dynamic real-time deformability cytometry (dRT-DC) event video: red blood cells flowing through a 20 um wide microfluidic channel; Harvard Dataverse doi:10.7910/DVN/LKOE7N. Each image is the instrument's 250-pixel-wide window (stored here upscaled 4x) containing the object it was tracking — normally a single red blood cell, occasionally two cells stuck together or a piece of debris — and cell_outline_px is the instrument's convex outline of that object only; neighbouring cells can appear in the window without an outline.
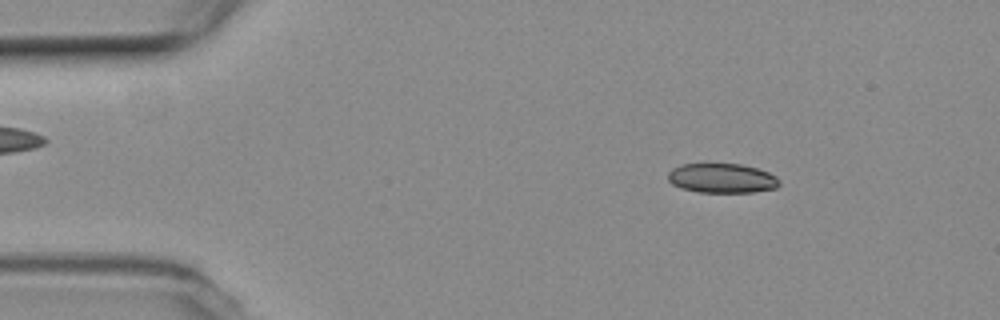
{"species": "common noctule bat (a hibernating species)", "species_latin": "Nyctalus noctula", "temperature_condition": "room temperature", "stored_images_in_passage": 54, "segment_of_instrument_passage": [1, 2], "camera_frame_rate_fps": 3000, "um_per_image_px": 0.085, "animal": {"sex": "female", "body_mass_g": 19.3, "forearm_length_mm": 54.1}, "frame": {"image": 1, "passage_image": 7, "time_ms": 2.0, "image_size_px": [1000, 320], "cell_outline_px": [[780, 184], [776, 188], [756, 192], [700, 192], [680, 188], [672, 184], [668, 180], [668, 172], [672, 168], [680, 164], [740, 164], [756, 168], [768, 172], [776, 176], [780, 180]], "centroid_in_image_um": [61.36, 15.15], "position_along_channel_um": 23.6, "area_um2": 19.25}}
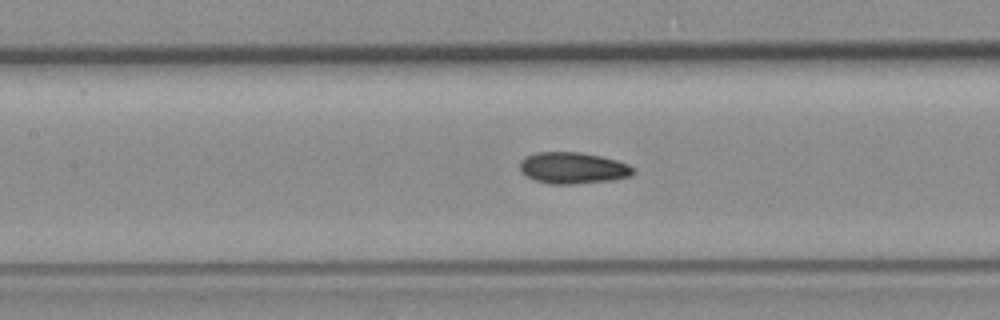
{"frame": {"image": 2, "passage_image": 23, "time_ms": 7.333, "image_size_px": [1000, 320], "cell_outline_px": [[636, 172], [632, 176], [612, 180], [576, 184], [548, 184], [536, 180], [520, 172], [520, 160], [524, 156], [536, 152], [580, 152], [600, 156], [616, 160], [628, 164]], "centroid_in_image_um": [48.69, 14.28], "position_along_channel_um": 158.7, "area_um2": 20.92}}
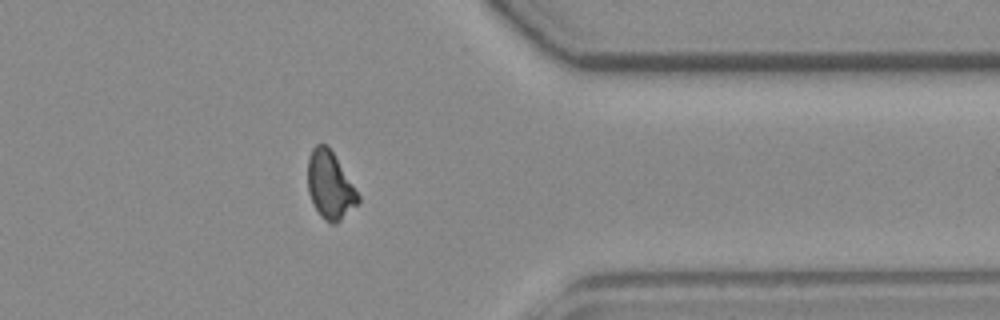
{"frame": {"image": 3, "passage_image": 42, "time_ms": 13.667, "image_size_px": [1000, 320], "cell_outline_px": [[360, 204], [336, 224], [332, 224], [324, 220], [320, 216], [308, 192], [308, 156], [312, 148], [316, 144], [328, 144], [360, 196]], "centroid_in_image_um": [28.06, 15.76], "position_along_channel_um": 383.3, "area_um2": 20.0}}